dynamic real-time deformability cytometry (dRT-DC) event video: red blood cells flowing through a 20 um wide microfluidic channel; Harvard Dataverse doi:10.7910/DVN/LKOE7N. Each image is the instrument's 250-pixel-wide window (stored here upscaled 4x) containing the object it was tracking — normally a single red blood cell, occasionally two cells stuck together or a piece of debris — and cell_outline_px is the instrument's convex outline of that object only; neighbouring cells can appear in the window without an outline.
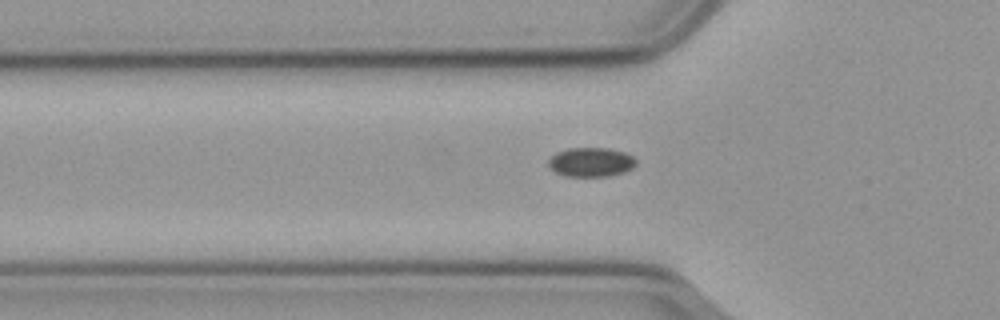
{"species": "common noctule bat (a hibernating species)", "species_latin": "Nyctalus noctula", "temperature_condition": "cold", "stored_images_in_passage": 33, "camera_frame_rate_fps": 3000, "um_per_image_px": 0.085, "animal": {"sex": "male", "body_mass_g": 23.1, "forearm_length_mm": 52.7}, "frame": {"image": 1, "passage_image": 5, "time_ms": 1.333, "image_size_px": [1000, 320], "cell_outline_px": [[636, 164], [632, 168], [624, 172], [608, 176], [564, 176], [556, 172], [548, 164], [548, 160], [556, 152], [568, 148], [604, 148], [624, 152], [632, 156], [636, 160]], "centroid_in_image_um": [50.23, 13.78], "position_along_channel_um": 75.6, "area_um2": 14.8}}
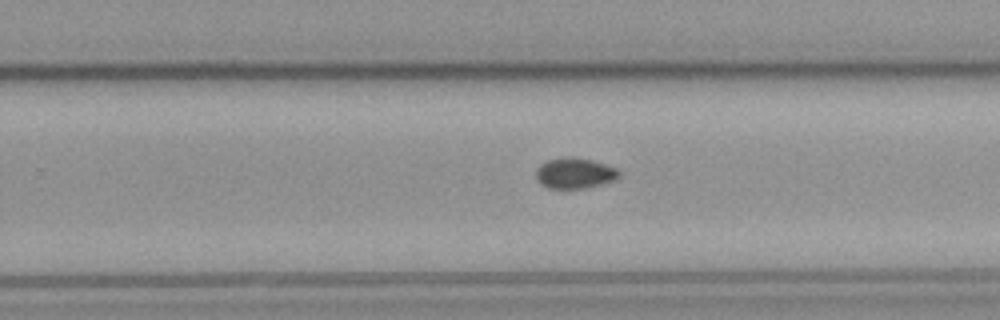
{"frame": {"image": 2, "passage_image": 22, "time_ms": 7.0, "image_size_px": [1000, 320], "cell_outline_px": [[620, 176], [612, 180], [600, 184], [584, 188], [548, 188], [540, 184], [536, 180], [536, 168], [540, 164], [548, 160], [572, 156], [592, 160], [616, 168], [620, 172]], "centroid_in_image_um": [48.81, 14.71], "position_along_channel_um": 281.0, "area_um2": 14.74}}
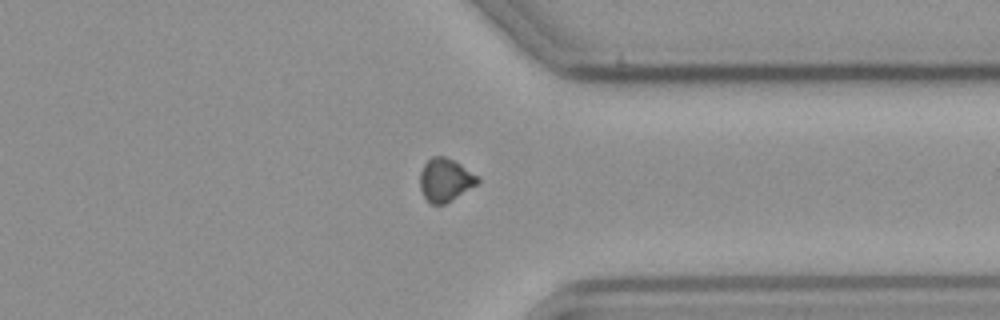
{"frame": {"image": 3, "passage_image": 30, "time_ms": 9.667, "image_size_px": [1000, 320], "cell_outline_px": [[480, 180], [476, 184], [444, 204], [432, 204], [424, 196], [420, 188], [420, 172], [424, 164], [432, 156], [444, 156], [460, 164], [476, 176]], "centroid_in_image_um": [37.8, 15.28], "position_along_channel_um": 373.6, "area_um2": 13.99}}